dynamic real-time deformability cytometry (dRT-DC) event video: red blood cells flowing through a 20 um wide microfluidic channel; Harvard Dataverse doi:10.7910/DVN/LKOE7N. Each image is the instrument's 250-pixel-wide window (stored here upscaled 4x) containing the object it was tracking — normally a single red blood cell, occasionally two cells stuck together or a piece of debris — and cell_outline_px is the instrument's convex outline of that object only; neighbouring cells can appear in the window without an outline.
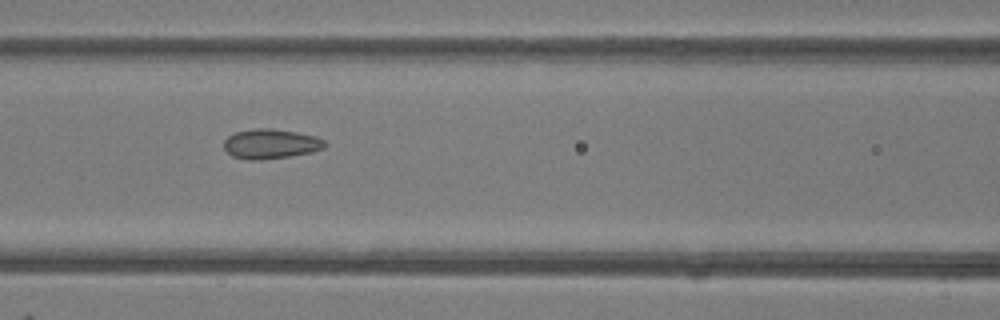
{"species": "common noctule bat (a hibernating species)", "species_latin": "Nyctalus noctula", "temperature_condition": "room temperature", "stored_images_in_passage": 6, "camera_frame_rate_fps": 3000, "um_per_image_px": 0.085, "animal": {"sex": "female"}, "frame": {"image": 1, "passage_image": 4, "time_ms": 3.333, "image_size_px": [1000, 320], "cell_outline_px": [[328, 144], [324, 148], [312, 152], [288, 156], [260, 160], [248, 160], [232, 156], [224, 148], [224, 140], [228, 136], [236, 132], [256, 128], [272, 128], [296, 132], [316, 136], [324, 140]], "centroid_in_image_um": [23.02, 12.22], "position_along_channel_um": 143.6, "area_um2": 17.51}}
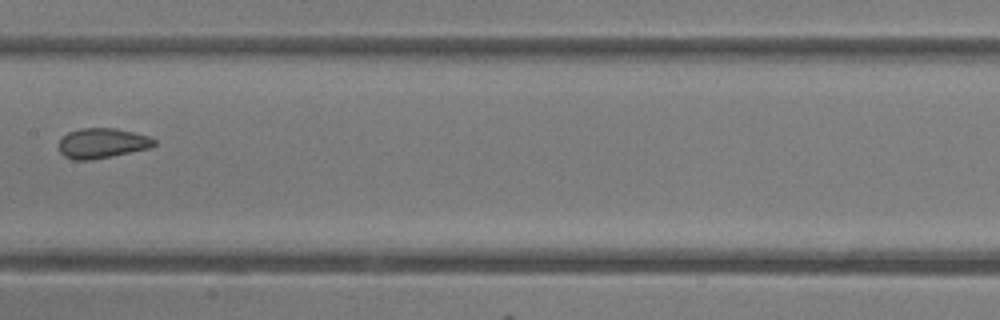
{"frame": {"image": 2, "passage_image": 5, "time_ms": 4.667, "image_size_px": [1000, 320], "cell_outline_px": [[156, 144], [148, 148], [112, 156], [92, 160], [72, 160], [64, 156], [60, 152], [60, 140], [68, 132], [80, 128], [116, 128], [148, 136], [156, 140]], "centroid_in_image_um": [8.67, 12.17], "position_along_channel_um": 198.7, "area_um2": 16.59}}
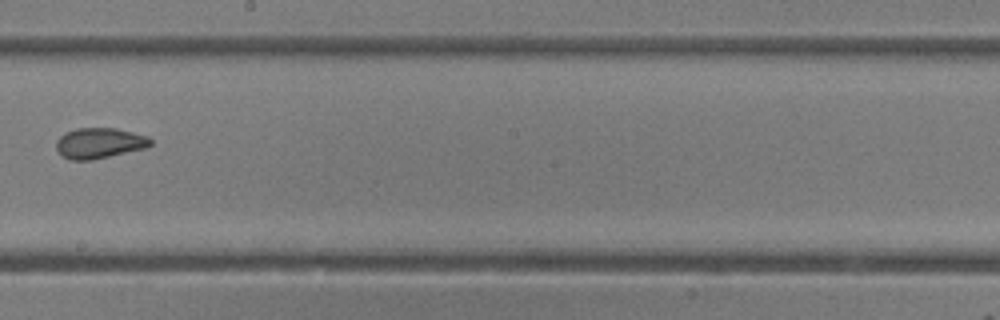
{"frame": {"image": 3, "passage_image": 6, "time_ms": 5.667, "image_size_px": [1000, 320], "cell_outline_px": [[152, 144], [144, 148], [92, 160], [68, 160], [60, 156], [56, 148], [56, 140], [64, 132], [76, 128], [116, 128], [148, 136], [152, 140]], "centroid_in_image_um": [8.4, 12.16], "position_along_channel_um": 239.8, "area_um2": 16.94}}